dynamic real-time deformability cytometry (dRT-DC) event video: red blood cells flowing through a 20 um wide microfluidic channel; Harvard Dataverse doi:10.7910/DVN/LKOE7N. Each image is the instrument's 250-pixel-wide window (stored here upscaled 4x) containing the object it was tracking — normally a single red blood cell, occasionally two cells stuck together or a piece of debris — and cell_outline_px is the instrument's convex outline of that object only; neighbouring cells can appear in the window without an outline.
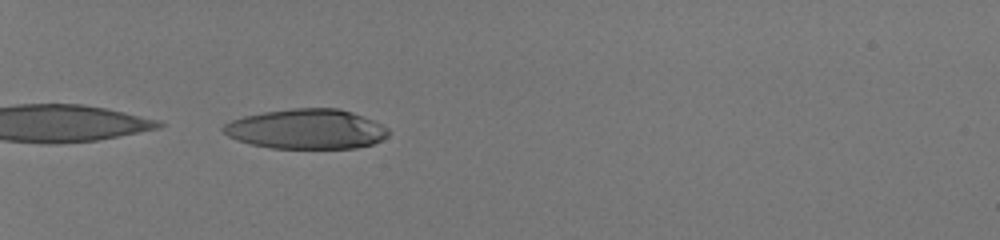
{"species": "human", "species_latin": "Homo sapiens", "temperature_condition": "room temperature", "stored_images_in_passage": 35, "camera_frame_rate_fps": 3000, "um_per_image_px": 0.085, "donor": {"sex": "male"}, "frame": {"image": 1, "passage_image": 1, "time_ms": 0.0, "image_size_px": [1000, 240], "cell_outline_px": [[388, 136], [372, 144], [356, 148], [268, 148], [236, 140], [228, 136], [220, 128], [224, 124], [232, 120], [244, 116], [264, 112], [292, 108], [340, 108], [352, 112], [372, 120], [388, 128]], "centroid_in_image_um": [26.02, 10.97], "position_along_channel_um": 59.0, "area_um2": 38.32}}
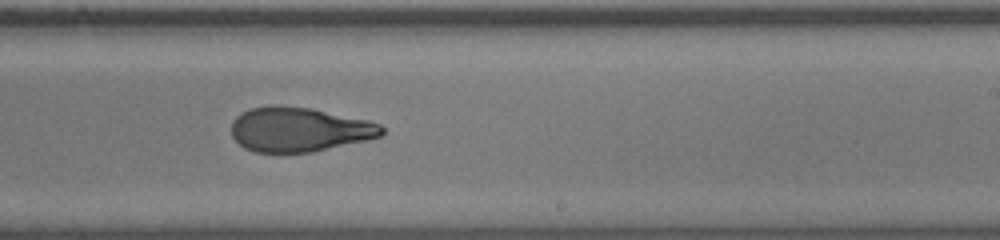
{"frame": {"image": 2, "passage_image": 19, "time_ms": 6.0, "image_size_px": [1000, 240], "cell_outline_px": [[384, 132], [380, 136], [364, 140], [312, 152], [256, 152], [244, 148], [232, 136], [232, 120], [236, 116], [252, 108], [272, 104], [280, 104], [312, 108], [368, 120], [380, 124], [384, 128]], "centroid_in_image_um": [25.41, 10.98], "position_along_channel_um": 263.6, "area_um2": 38.96}}
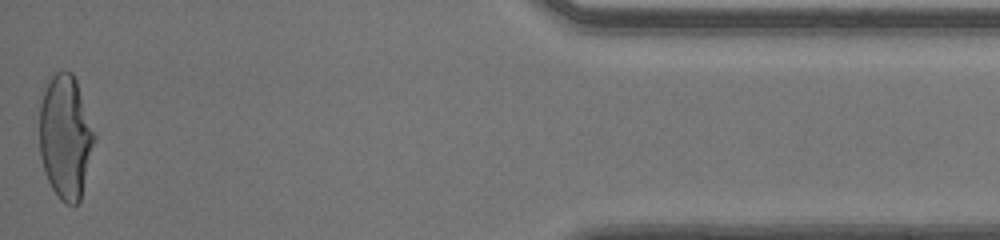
{"frame": {"image": 3, "passage_image": 35, "time_ms": 11.333, "image_size_px": [1000, 240], "cell_outline_px": [[96, 140], [80, 200], [76, 204], [64, 204], [60, 200], [52, 188], [44, 172], [40, 156], [40, 104], [44, 88], [48, 76], [52, 72], [72, 72], [76, 80], [96, 136]], "centroid_in_image_um": [5.56, 11.63], "position_along_channel_um": 429.6, "area_um2": 39.88}, "authors_computed_cell_mechanics": {"area_um2": 39.882, "velocity_mm_per_s": 4.0881, "shape_relaxation_time_tau1_ms": 9.3587, "shape_relaxation_time_tau2_ms": 0.8932, "deformation_change_tau1": 0.3621, "deformation_change_tau2": 0.0833}}